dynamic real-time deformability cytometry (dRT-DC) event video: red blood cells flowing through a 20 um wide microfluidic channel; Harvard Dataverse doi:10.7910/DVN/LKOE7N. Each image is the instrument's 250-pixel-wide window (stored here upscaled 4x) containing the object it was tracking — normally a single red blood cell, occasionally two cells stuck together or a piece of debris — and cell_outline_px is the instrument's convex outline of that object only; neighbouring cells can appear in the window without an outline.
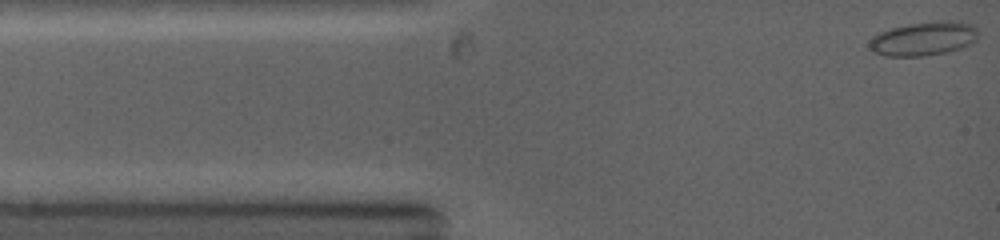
{"species": "common noctule bat (a hibernating species)", "species_latin": "Nyctalus noctula", "temperature_condition": "warm", "stored_images_in_passage": 5, "camera_frame_rate_fps": 5000, "um_per_image_px": 0.085, "animal": {"sex": "female", "body_mass_g": 19.0, "forearm_length_mm": 53.3}, "frame": {"image": 1, "passage_image": 1, "time_ms": 0.0, "image_size_px": [1000, 240], "cell_outline_px": [[980, 32], [976, 40], [972, 44], [960, 48], [944, 52], [924, 56], [888, 56], [872, 52], [868, 44], [872, 36], [876, 32], [908, 24], [940, 20], [960, 20], [972, 24]], "centroid_in_image_um": [78.53, 3.26], "position_along_channel_um": 6.5, "area_um2": 21.91}}
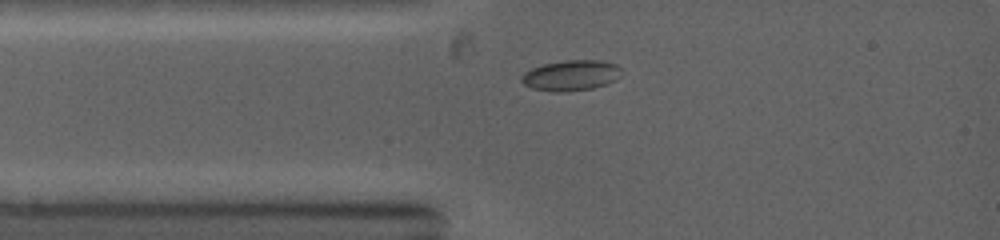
{"frame": {"image": 2, "passage_image": 3, "time_ms": 2.0, "image_size_px": [1000, 240], "cell_outline_px": [[620, 76], [616, 80], [592, 88], [560, 92], [552, 92], [532, 88], [524, 84], [520, 80], [520, 76], [524, 72], [532, 68], [544, 64], [564, 60], [600, 60], [616, 64], [620, 68]], "centroid_in_image_um": [48.51, 6.4], "position_along_channel_um": 36.5, "area_um2": 17.74}}
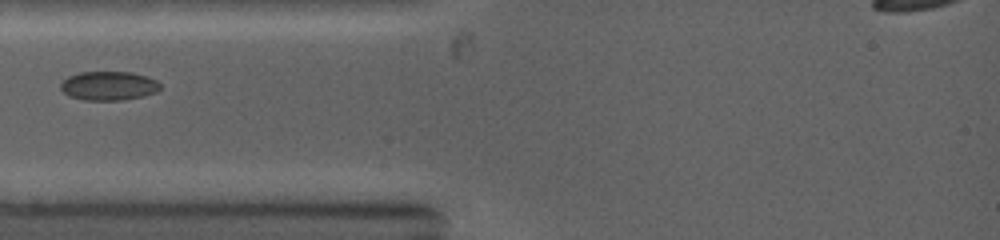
{"frame": {"image": 3, "passage_image": 4, "time_ms": 3.0, "image_size_px": [1000, 240], "cell_outline_px": [[160, 88], [156, 92], [144, 96], [124, 100], [84, 100], [68, 96], [60, 88], [60, 84], [68, 76], [80, 72], [132, 72], [148, 76], [156, 80], [160, 84]], "centroid_in_image_um": [9.24, 7.29], "position_along_channel_um": 75.8, "area_um2": 16.94}}